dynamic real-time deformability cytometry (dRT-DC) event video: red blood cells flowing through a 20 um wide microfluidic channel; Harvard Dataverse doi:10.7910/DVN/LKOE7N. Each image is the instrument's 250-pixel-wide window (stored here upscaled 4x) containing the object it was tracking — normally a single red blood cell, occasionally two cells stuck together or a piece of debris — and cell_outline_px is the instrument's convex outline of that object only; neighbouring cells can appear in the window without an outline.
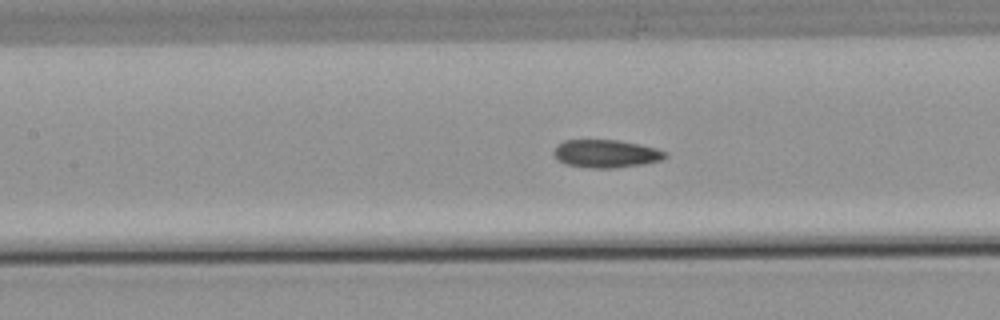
{"species": "common noctule bat (a hibernating species)", "species_latin": "Nyctalus noctula", "temperature_condition": "warm", "stored_images_in_passage": 17, "camera_frame_rate_fps": 3000, "um_per_image_px": 0.085, "animal": {"sex": "male", "body_mass_g": 21.5, "forearm_length_mm": 52.0}, "frame": {"image": 1, "passage_image": 12, "time_ms": 3.667, "image_size_px": [1000, 320], "cell_outline_px": [[668, 156], [660, 160], [644, 164], [616, 168], [592, 168], [564, 164], [556, 160], [552, 152], [564, 140], [616, 140], [640, 144], [656, 148], [668, 152]], "centroid_in_image_um": [51.52, 13.07], "position_along_channel_um": 155.9, "area_um2": 18.26}}